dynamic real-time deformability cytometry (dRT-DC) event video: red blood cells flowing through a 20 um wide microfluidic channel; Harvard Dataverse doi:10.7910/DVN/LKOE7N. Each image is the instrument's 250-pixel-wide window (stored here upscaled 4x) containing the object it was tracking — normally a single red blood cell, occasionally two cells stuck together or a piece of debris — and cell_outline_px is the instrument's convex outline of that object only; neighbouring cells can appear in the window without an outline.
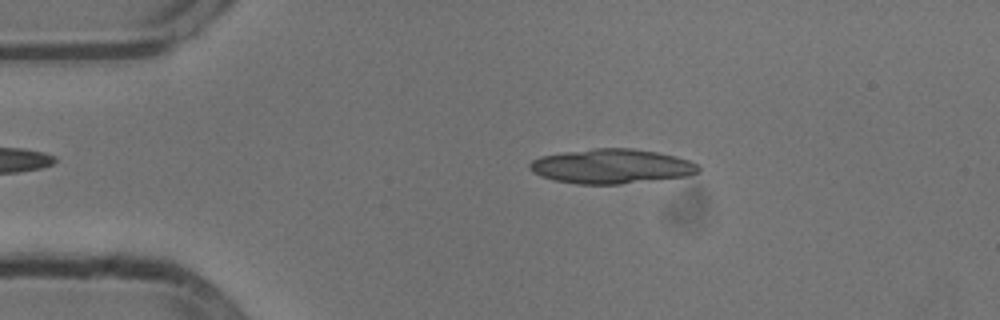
{"species": "common noctule bat (a hibernating species)", "species_latin": "Nyctalus noctula", "temperature_condition": "cold", "stored_images_in_passage": 51, "segment_of_instrument_passage": [1, 2], "camera_frame_rate_fps": 3000, "um_per_image_px": 0.085, "animal": {"sex": "male", "body_mass_g": 13.3}, "frame": {"image": 1, "passage_image": 9, "time_ms": 2.667, "image_size_px": [1000, 320], "cell_outline_px": [[700, 172], [688, 176], [620, 184], [576, 184], [552, 180], [540, 176], [532, 172], [528, 168], [528, 164], [532, 160], [540, 156], [564, 152], [596, 148], [632, 148], [656, 152], [676, 156], [688, 160], [696, 164], [700, 168]], "centroid_in_image_um": [51.95, 14.14], "position_along_channel_um": 33.1, "area_um2": 34.16}}